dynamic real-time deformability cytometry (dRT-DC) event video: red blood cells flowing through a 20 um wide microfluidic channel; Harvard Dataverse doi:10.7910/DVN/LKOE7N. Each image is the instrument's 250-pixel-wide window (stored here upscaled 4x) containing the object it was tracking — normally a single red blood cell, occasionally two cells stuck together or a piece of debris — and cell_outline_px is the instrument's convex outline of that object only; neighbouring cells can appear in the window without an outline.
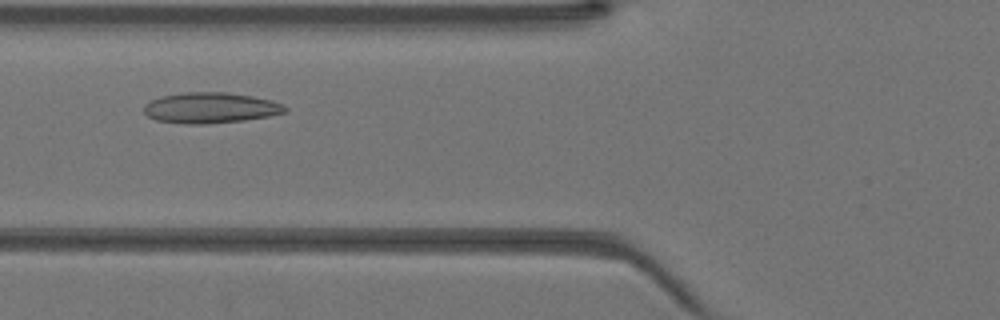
{"species": "Egyptian fruit bat (a non-hibernating species)", "species_latin": "Rousettus aegyptiacus", "temperature_condition": "warm", "stored_images_in_passage": 37, "camera_frame_rate_fps": 3000, "um_per_image_px": 0.085, "animal": {"sex": "female"}, "frame": {"image": 1, "passage_image": 10, "time_ms": 3.0, "image_size_px": [1000, 320], "cell_outline_px": [[288, 108], [284, 112], [268, 116], [244, 120], [204, 124], [184, 124], [156, 120], [148, 116], [144, 112], [144, 104], [160, 96], [184, 92], [224, 92], [252, 96], [272, 100], [284, 104]], "centroid_in_image_um": [17.88, 9.16], "position_along_channel_um": 107.9, "area_um2": 25.26}}
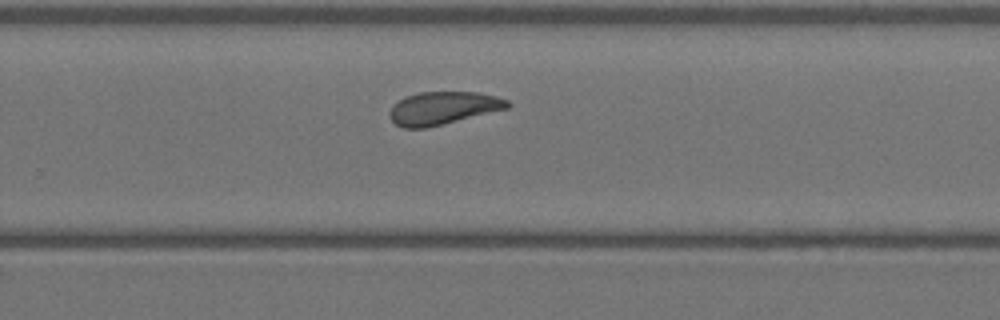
{"frame": {"image": 2, "passage_image": 22, "time_ms": 7.0, "image_size_px": [1000, 320], "cell_outline_px": [[512, 104], [508, 108], [424, 128], [404, 128], [396, 124], [388, 116], [388, 112], [392, 104], [404, 96], [420, 92], [476, 92], [496, 96], [508, 100]], "centroid_in_image_um": [37.61, 9.17], "position_along_channel_um": 292.2, "area_um2": 22.48}}
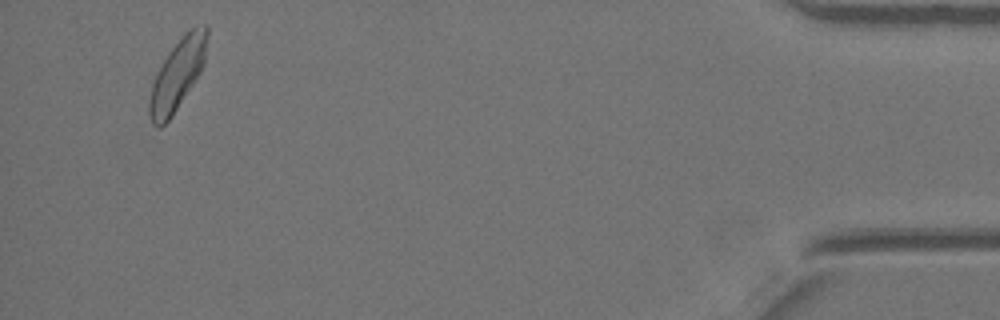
{"frame": {"image": 3, "passage_image": 35, "time_ms": 11.333, "image_size_px": [1000, 320], "cell_outline_px": [[208, 36], [204, 64], [200, 72], [168, 120], [160, 128], [156, 128], [152, 124], [148, 116], [148, 100], [152, 84], [168, 52], [180, 36], [188, 28], [196, 24], [208, 24]], "centroid_in_image_um": [15.09, 6.27], "position_along_channel_um": 420.1, "area_um2": 23.81}}